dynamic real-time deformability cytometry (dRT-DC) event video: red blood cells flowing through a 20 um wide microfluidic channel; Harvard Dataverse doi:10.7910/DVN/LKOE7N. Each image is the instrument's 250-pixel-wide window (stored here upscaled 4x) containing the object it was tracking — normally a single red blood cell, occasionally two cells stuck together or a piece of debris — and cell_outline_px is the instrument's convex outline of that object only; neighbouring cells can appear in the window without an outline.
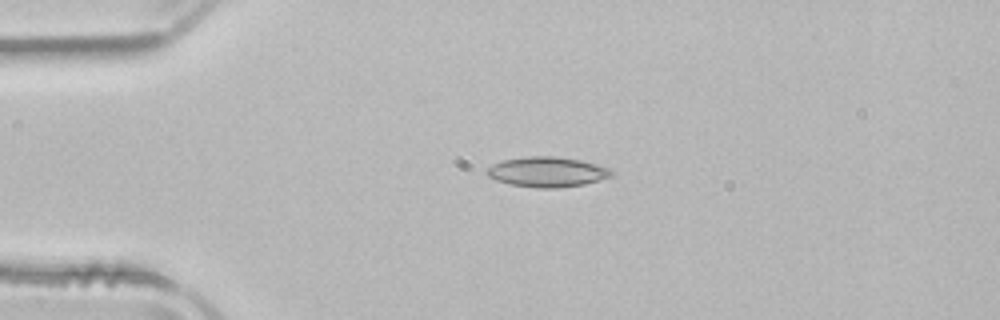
{"species": "common noctule bat (a hibernating species)", "species_latin": "Nyctalus noctula", "temperature_condition": "room temperature", "stored_images_in_passage": 40, "camera_frame_rate_fps": 3000, "um_per_image_px": 0.085, "animal": {"sex": "male", "body_mass_g": 21.5, "forearm_length_mm": 52.0}, "frame": {"image": 1, "passage_image": 1, "time_ms": 0.0, "image_size_px": [1000, 320], "cell_outline_px": [[612, 176], [600, 180], [584, 184], [556, 188], [536, 188], [508, 184], [496, 180], [488, 176], [484, 172], [492, 164], [504, 160], [524, 156], [552, 156], [580, 160], [612, 168]], "centroid_in_image_um": [46.49, 14.61], "position_along_channel_um": 38.5, "area_um2": 21.96}}
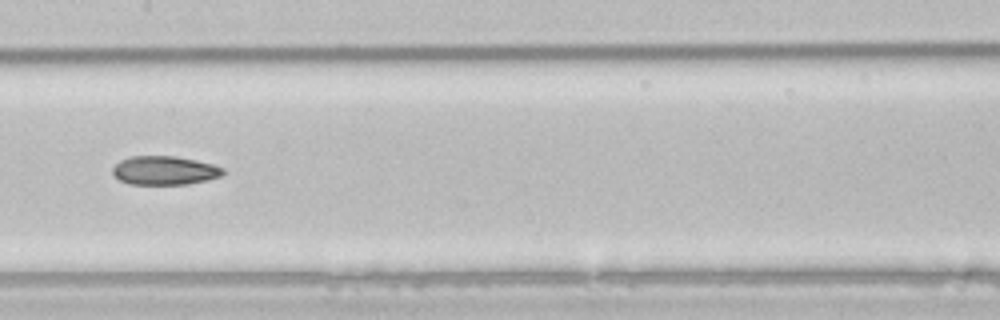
{"frame": {"image": 2, "passage_image": 15, "time_ms": 4.667, "image_size_px": [1000, 320], "cell_outline_px": [[224, 172], [220, 176], [208, 180], [188, 184], [132, 184], [120, 180], [112, 172], [112, 168], [120, 160], [128, 156], [176, 156], [196, 160], [212, 164], [224, 168]], "centroid_in_image_um": [13.99, 14.48], "position_along_channel_um": 193.4, "area_um2": 18.5}}
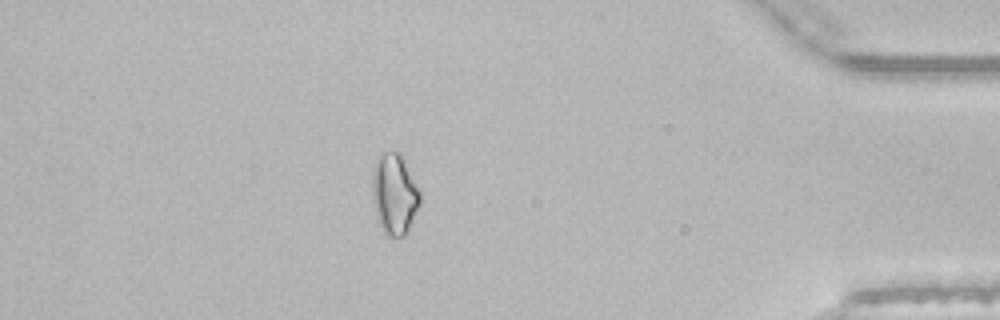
{"frame": {"image": 3, "passage_image": 34, "time_ms": 11.0, "image_size_px": [1000, 320], "cell_outline_px": [[420, 204], [404, 236], [388, 236], [380, 228], [372, 200], [372, 168], [376, 156], [380, 152], [400, 152], [404, 156], [420, 192]], "centroid_in_image_um": [33.5, 16.43], "position_along_channel_um": 401.7, "area_um2": 22.83}}